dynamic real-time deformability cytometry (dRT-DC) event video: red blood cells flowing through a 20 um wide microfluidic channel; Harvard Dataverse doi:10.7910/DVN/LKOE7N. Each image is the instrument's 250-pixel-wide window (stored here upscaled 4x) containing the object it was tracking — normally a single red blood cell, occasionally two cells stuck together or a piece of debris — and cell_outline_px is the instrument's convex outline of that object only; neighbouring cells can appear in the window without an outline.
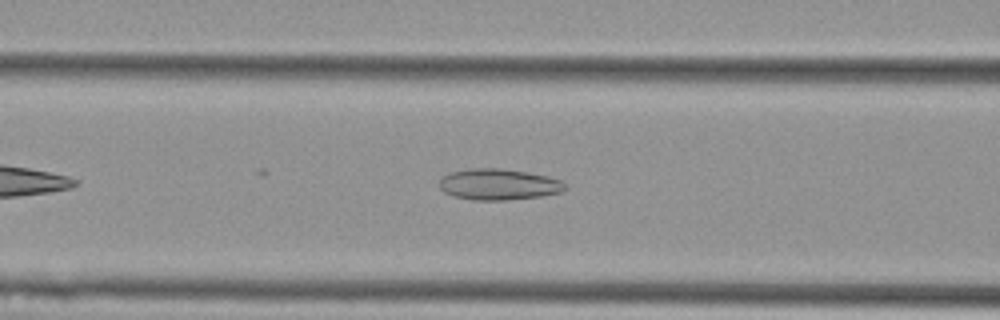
{"species": "Egyptian fruit bat (a non-hibernating species)", "species_latin": "Rousettus aegyptiacus", "temperature_condition": "cold", "stored_images_in_passage": 40, "camera_frame_rate_fps": 3000, "um_per_image_px": 0.085, "animal": {"sex": "female"}, "frame": {"image": 1, "passage_image": 10, "time_ms": 3.0, "image_size_px": [1000, 320], "cell_outline_px": [[568, 188], [560, 192], [540, 196], [508, 200], [476, 200], [456, 196], [444, 192], [440, 188], [440, 180], [448, 172], [472, 168], [500, 168], [528, 172], [548, 176], [560, 180]], "centroid_in_image_um": [42.39, 15.66], "position_along_channel_um": 124.2, "area_um2": 22.72}}
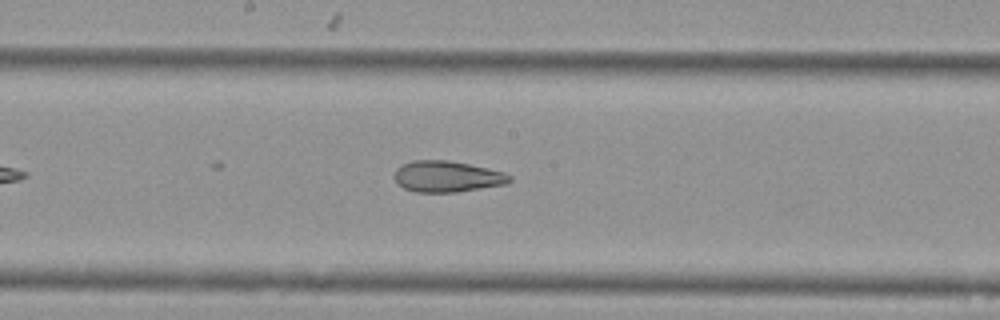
{"frame": {"image": 2, "passage_image": 17, "time_ms": 5.333, "image_size_px": [1000, 320], "cell_outline_px": [[512, 180], [508, 184], [456, 192], [416, 192], [404, 188], [396, 180], [396, 168], [412, 160], [448, 160], [488, 168], [512, 176]], "centroid_in_image_um": [38.03, 15.0], "position_along_channel_um": 210.2, "area_um2": 20.69}}
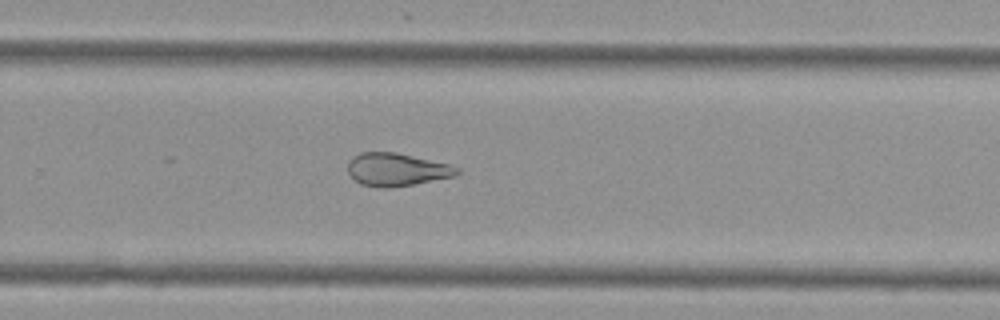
{"frame": {"image": 3, "passage_image": 24, "time_ms": 7.667, "image_size_px": [1000, 320], "cell_outline_px": [[460, 172], [456, 176], [416, 184], [392, 188], [380, 188], [360, 184], [348, 172], [348, 164], [352, 156], [360, 152], [396, 152], [448, 164], [460, 168]], "centroid_in_image_um": [33.72, 14.42], "position_along_channel_um": 296.1, "area_um2": 21.1}, "authors_computed_cell_mechanics": {"area_um2": 22.7154, "velocity_mm_per_s": 3.6952, "shape_relaxation_time_tau1_ms": null, "shape_relaxation_time_tau2_ms": 3.1218, "deformation_change_tau1": null, "deformation_change_tau2": 0.1082}}